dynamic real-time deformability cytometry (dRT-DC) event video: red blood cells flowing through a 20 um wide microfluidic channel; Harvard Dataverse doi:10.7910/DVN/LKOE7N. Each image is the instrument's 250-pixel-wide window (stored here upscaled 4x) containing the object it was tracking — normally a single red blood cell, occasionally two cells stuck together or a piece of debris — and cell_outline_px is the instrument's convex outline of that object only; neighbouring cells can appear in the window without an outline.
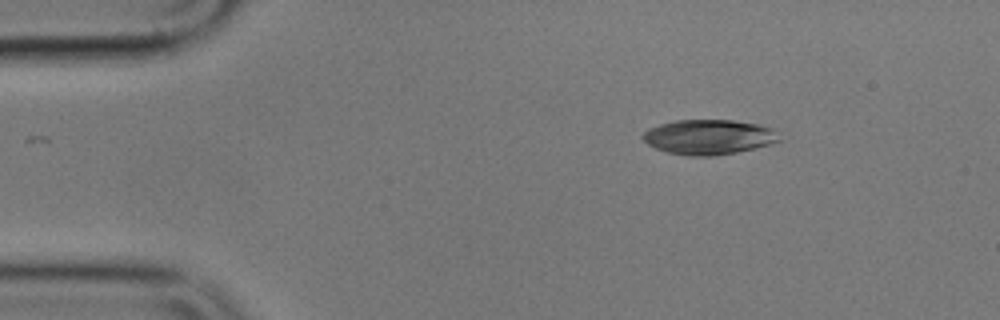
{"species": "common noctule bat (a hibernating species)", "species_latin": "Nyctalus noctula", "temperature_condition": "cold", "stored_images_in_passage": 48, "camera_frame_rate_fps": 3000, "um_per_image_px": 0.085, "animal": {"sex": "male", "body_mass_g": 17.9}, "frame": {"image": 1, "passage_image": 1, "time_ms": 0.0, "image_size_px": [1000, 320], "cell_outline_px": [[784, 140], [772, 144], [736, 152], [716, 156], [688, 156], [664, 152], [648, 144], [640, 136], [648, 128], [660, 124], [676, 120], [732, 120], [760, 124], [776, 128]], "centroid_in_image_um": [60.31, 11.64], "position_along_channel_um": 24.7, "area_um2": 28.32}}
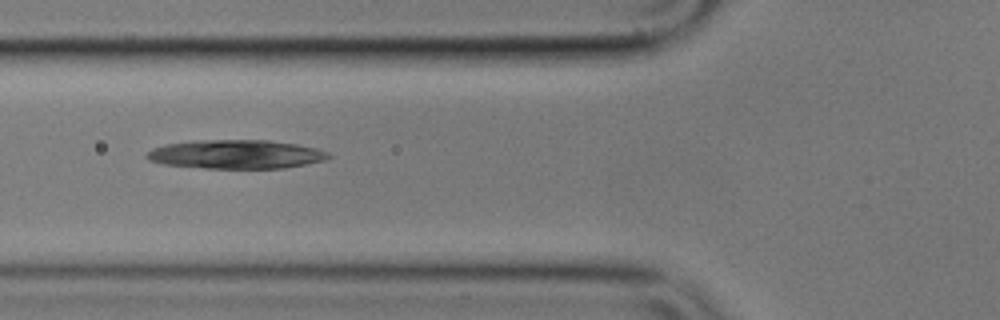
{"frame": {"image": 2, "passage_image": 13, "time_ms": 4.0, "image_size_px": [1000, 320], "cell_outline_px": [[332, 156], [324, 160], [284, 168], [204, 168], [164, 164], [148, 160], [144, 156], [152, 148], [168, 144], [200, 140], [268, 140], [296, 144], [316, 148], [328, 152]], "centroid_in_image_um": [20.06, 13.11], "position_along_channel_um": 105.7, "area_um2": 30.35}}
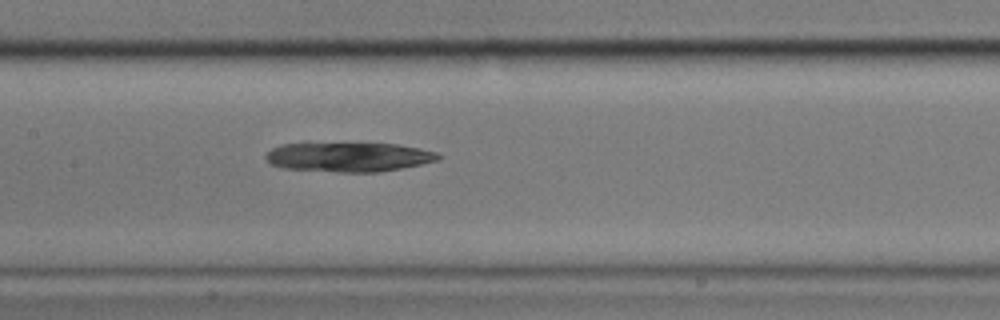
{"frame": {"image": 3, "passage_image": 19, "time_ms": 6.0, "image_size_px": [1000, 320], "cell_outline_px": [[444, 156], [440, 160], [380, 172], [336, 172], [280, 168], [268, 164], [264, 160], [264, 156], [272, 148], [280, 144], [396, 144], [420, 148], [436, 152]], "centroid_in_image_um": [29.61, 13.36], "position_along_channel_um": 177.8, "area_um2": 29.59}, "authors_computed_cell_mechanics": {"area_um2": 29.6225, "velocity_mm_per_s": 3.5611, "shape_relaxation_time_tau1_ms": null, "shape_relaxation_time_tau2_ms": 8.0731, "deformation_change_tau1": null, "deformation_change_tau2": 0.0835}}